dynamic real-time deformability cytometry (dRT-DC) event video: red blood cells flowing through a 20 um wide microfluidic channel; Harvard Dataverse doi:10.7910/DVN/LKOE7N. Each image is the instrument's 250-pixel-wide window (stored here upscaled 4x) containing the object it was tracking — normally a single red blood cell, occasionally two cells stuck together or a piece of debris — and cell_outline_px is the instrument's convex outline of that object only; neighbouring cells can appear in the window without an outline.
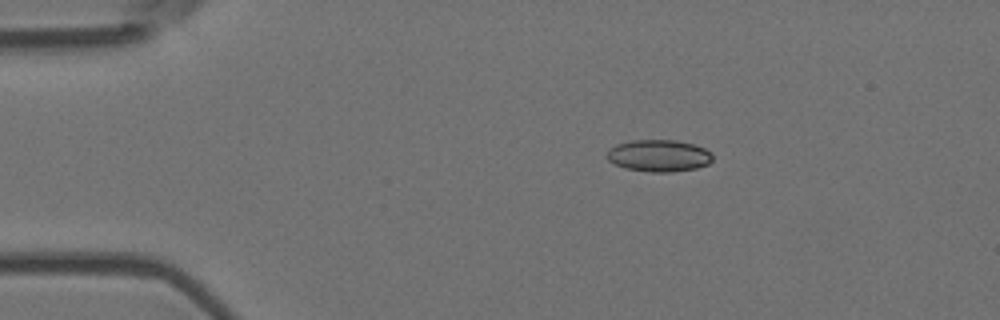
{"species": "Egyptian fruit bat (a non-hibernating species)", "species_latin": "Rousettus aegyptiacus", "temperature_condition": "room temperature", "stored_images_in_passage": 4, "camera_frame_rate_fps": 3000, "um_per_image_px": 0.085, "animal": {"sex": "female"}, "frame": {"image": 1, "passage_image": 1, "time_ms": 0.0, "image_size_px": [1000, 320], "cell_outline_px": [[712, 160], [708, 164], [696, 168], [672, 172], [652, 172], [624, 168], [608, 160], [608, 148], [616, 144], [632, 140], [676, 140], [692, 144], [704, 148], [712, 152]], "centroid_in_image_um": [56.0, 13.23], "position_along_channel_um": 29.0, "area_um2": 19.65}}
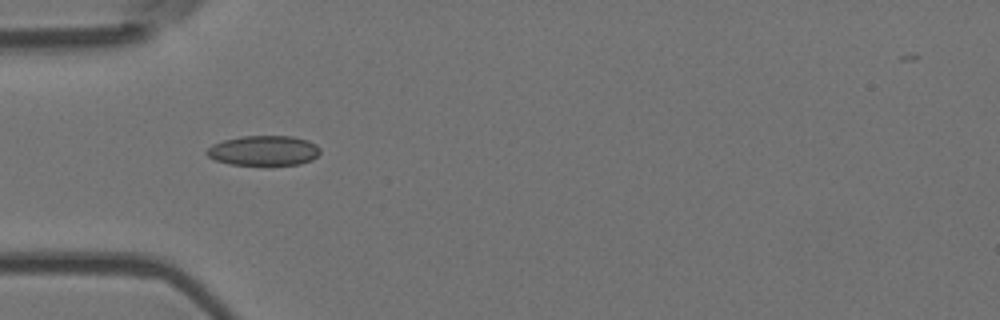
{"frame": {"image": 2, "passage_image": 3, "time_ms": 0.667, "image_size_px": [1000, 320], "cell_outline_px": [[320, 152], [312, 160], [300, 164], [268, 168], [232, 164], [216, 160], [208, 156], [204, 152], [212, 144], [224, 140], [240, 136], [292, 136], [308, 140], [316, 144], [320, 148]], "centroid_in_image_um": [22.43, 12.84], "position_along_channel_um": 62.6, "area_um2": 20.63}}
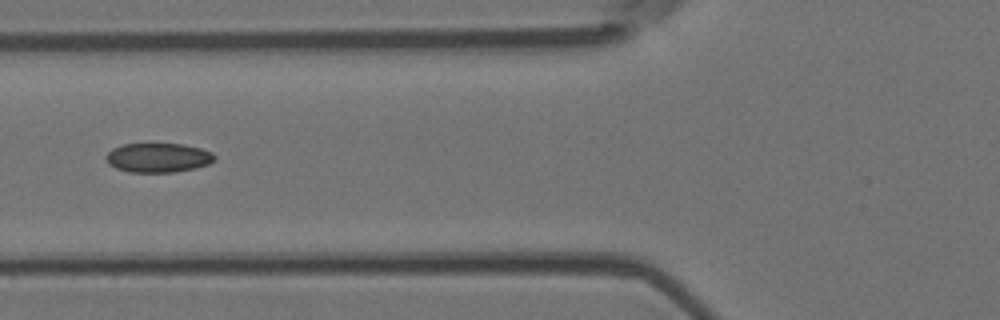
{"frame": {"image": 3, "passage_image": 4, "time_ms": 1.0, "image_size_px": [1000, 320], "cell_outline_px": [[216, 160], [208, 164], [196, 168], [176, 172], [128, 172], [116, 168], [108, 164], [104, 156], [112, 148], [120, 144], [184, 144], [200, 148], [212, 152], [216, 156]], "centroid_in_image_um": [13.43, 13.4], "position_along_channel_um": 112.4, "area_um2": 18.79}}